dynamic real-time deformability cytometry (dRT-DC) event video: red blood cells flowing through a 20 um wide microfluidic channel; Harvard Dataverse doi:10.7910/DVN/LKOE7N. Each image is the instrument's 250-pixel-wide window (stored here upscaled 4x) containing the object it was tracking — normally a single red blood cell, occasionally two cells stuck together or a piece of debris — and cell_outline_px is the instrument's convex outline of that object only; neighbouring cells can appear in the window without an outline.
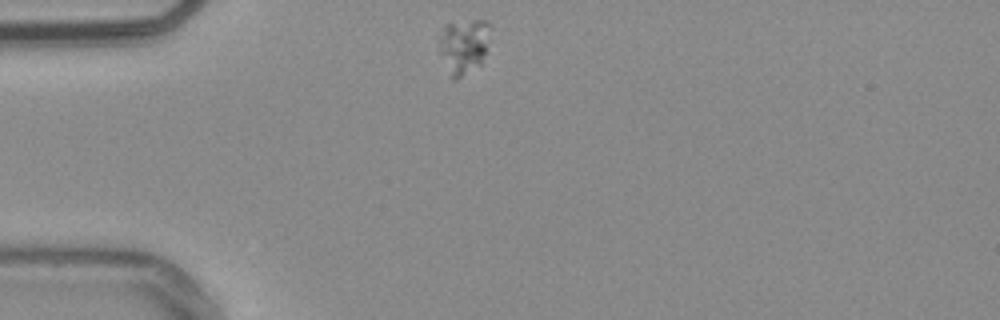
{"species": "common noctule bat (a hibernating species)", "species_latin": "Nyctalus noctula", "temperature_condition": "warm", "stored_images_in_passage": 42, "camera_frame_rate_fps": 3000, "um_per_image_px": 0.085, "animal": {"sex": "male", "body_mass_g": 20.4}, "frame": {"image": 1, "passage_image": 1, "time_ms": 0.0, "image_size_px": [1000, 320], "cell_outline_px": [[492, 24], [484, 52], [480, 64], [460, 76], [452, 80], [440, 52], [436, 36], [448, 24], [472, 20], [484, 20]], "centroid_in_image_um": [39.39, 3.86], "position_along_channel_um": 45.6, "area_um2": 16.07}}
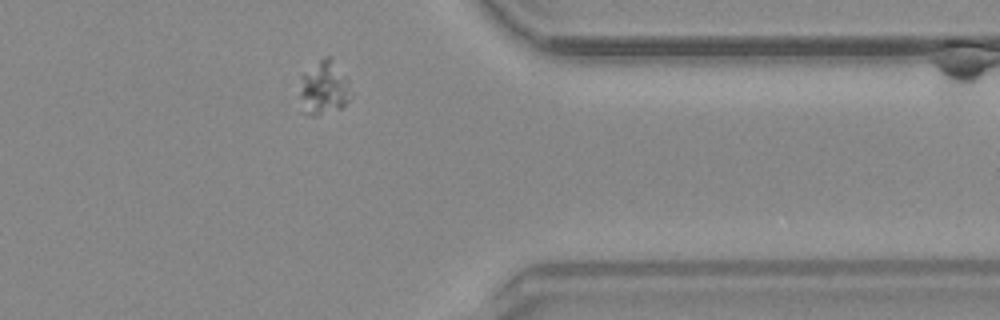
{"frame": {"image": 2, "passage_image": 32, "time_ms": 10.333, "image_size_px": [1000, 320], "cell_outline_px": [[352, 96], [340, 108], [316, 116], [308, 116], [300, 112], [300, 76], [324, 56], [328, 56], [348, 80]], "centroid_in_image_um": [27.48, 7.53], "position_along_channel_um": 383.9, "area_um2": 16.13}}
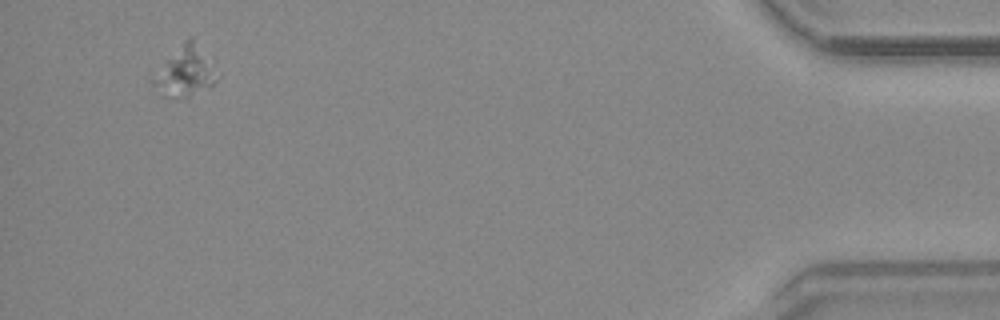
{"frame": {"image": 3, "passage_image": 40, "time_ms": 13.0, "image_size_px": [1000, 320], "cell_outline_px": [[216, 80], [208, 88], [180, 100], [168, 80], [168, 60], [184, 40], [192, 36], [208, 64]], "centroid_in_image_um": [16.08, 5.96], "position_along_channel_um": 419.1, "area_um2": 13.76}}